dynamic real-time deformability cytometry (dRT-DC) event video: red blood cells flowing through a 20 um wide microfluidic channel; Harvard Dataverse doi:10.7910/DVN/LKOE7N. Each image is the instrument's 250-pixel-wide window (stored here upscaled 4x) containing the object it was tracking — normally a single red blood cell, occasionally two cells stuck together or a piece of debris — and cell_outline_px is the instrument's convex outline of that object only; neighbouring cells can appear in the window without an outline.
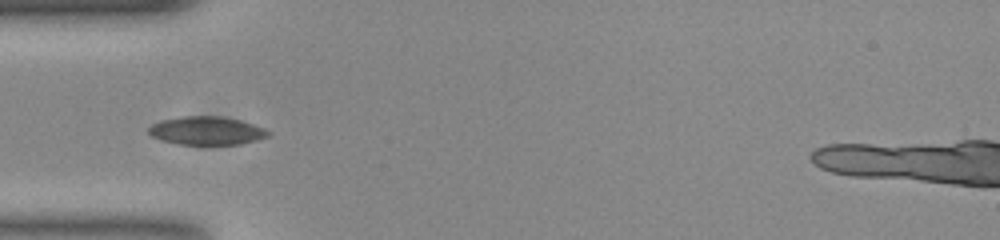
{"species": "common noctule bat (a hibernating species)", "species_latin": "Nyctalus noctula", "temperature_condition": "room temperature", "stored_images_in_passage": 39, "segment_of_instrument_passage": [1, 2], "camera_frame_rate_fps": 3000, "um_per_image_px": 0.085, "animal": {"sex": "female", "body_mass_g": 23.0, "forearm_length_mm": 53.4}, "frame": {"image": 1, "passage_image": 1, "time_ms": 0.0, "image_size_px": [1000, 240], "cell_outline_px": [[268, 136], [256, 140], [240, 144], [180, 144], [160, 140], [152, 136], [148, 132], [148, 128], [152, 124], [160, 120], [180, 116], [220, 116], [240, 120], [264, 128], [268, 132]], "centroid_in_image_um": [17.51, 11.1], "position_along_channel_um": 67.5, "area_um2": 19.59}}
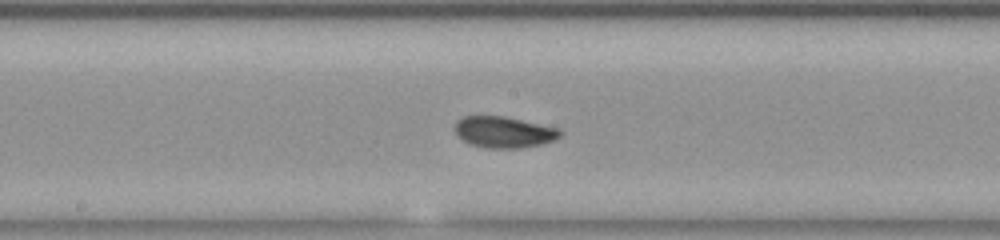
{"frame": {"image": 2, "passage_image": 12, "time_ms": 3.667, "image_size_px": [1000, 240], "cell_outline_px": [[564, 132], [560, 136], [552, 140], [540, 144], [520, 148], [488, 148], [468, 144], [460, 140], [456, 132], [456, 120], [464, 116], [504, 116], [560, 128]], "centroid_in_image_um": [42.82, 11.23], "position_along_channel_um": 205.4, "area_um2": 19.25}}
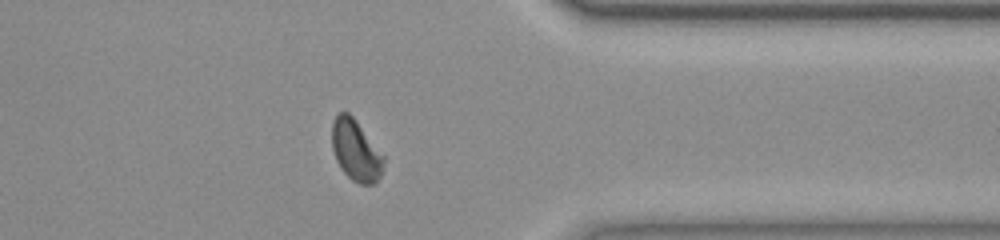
{"frame": {"image": 3, "passage_image": 27, "time_ms": 8.667, "image_size_px": [1000, 240], "cell_outline_px": [[384, 164], [380, 176], [376, 184], [360, 184], [352, 180], [344, 172], [336, 160], [332, 148], [332, 120], [340, 112], [348, 112], [356, 120], [384, 156]], "centroid_in_image_um": [30.24, 12.79], "position_along_channel_um": 381.2, "area_um2": 18.32}}